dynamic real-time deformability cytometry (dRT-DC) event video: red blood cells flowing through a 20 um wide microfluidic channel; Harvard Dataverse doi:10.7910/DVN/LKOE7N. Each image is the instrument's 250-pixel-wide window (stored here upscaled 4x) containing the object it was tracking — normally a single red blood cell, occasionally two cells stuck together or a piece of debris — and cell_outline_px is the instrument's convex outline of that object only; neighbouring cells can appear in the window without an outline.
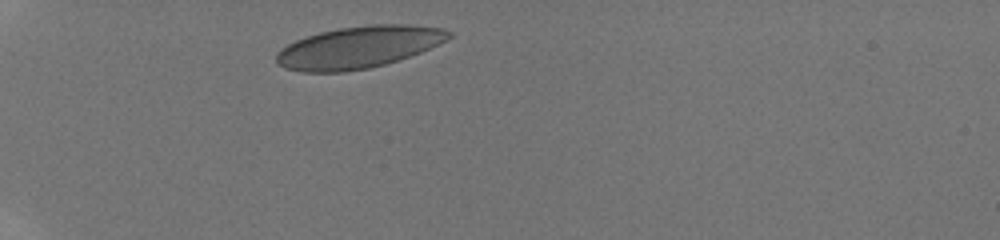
{"species": "human", "species_latin": "Homo sapiens", "temperature_condition": "room temperature", "stored_images_in_passage": 23, "camera_frame_rate_fps": 3000, "um_per_image_px": 0.085, "donor": {"sex": "male"}, "frame": {"image": 1, "passage_image": 1, "time_ms": 0.0, "image_size_px": [1000, 240], "cell_outline_px": [[452, 36], [420, 52], [384, 64], [368, 68], [344, 72], [300, 72], [284, 68], [276, 64], [276, 52], [280, 48], [296, 40], [320, 32], [340, 28], [376, 24], [408, 24], [444, 28], [452, 32]], "centroid_in_image_um": [30.43, 4.02], "position_along_channel_um": 54.6, "area_um2": 41.91}}
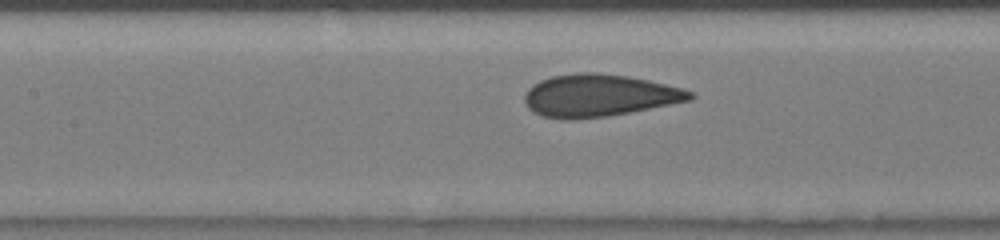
{"frame": {"image": 2, "passage_image": 8, "time_ms": 3.333, "image_size_px": [1000, 240], "cell_outline_px": [[696, 96], [692, 100], [628, 112], [604, 116], [572, 120], [544, 116], [532, 112], [528, 108], [524, 100], [524, 96], [528, 88], [532, 84], [540, 80], [552, 76], [576, 72], [596, 72], [628, 76], [648, 80], [680, 88], [692, 92]], "centroid_in_image_um": [50.88, 8.1], "position_along_channel_um": 156.5, "area_um2": 40.63}}
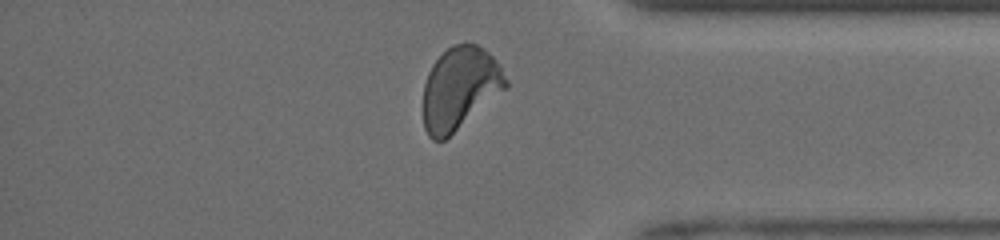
{"frame": {"image": 3, "passage_image": 21, "time_ms": 9.333, "image_size_px": [1000, 240], "cell_outline_px": [[508, 84], [504, 88], [444, 140], [432, 140], [428, 136], [424, 128], [424, 84], [428, 72], [432, 64], [452, 44], [476, 44], [484, 48], [496, 60], [508, 80]], "centroid_in_image_um": [39.05, 7.48], "position_along_channel_um": 396.2, "area_um2": 38.78}, "authors_computed_cell_mechanics": {"area_um2": 39.6508, "velocity_mm_per_s": 4.1177, "shape_relaxation_time_tau1_ms": 4.6376, "shape_relaxation_time_tau2_ms": null, "deformation_change_tau1": 0.115, "deformation_change_tau2": null}}